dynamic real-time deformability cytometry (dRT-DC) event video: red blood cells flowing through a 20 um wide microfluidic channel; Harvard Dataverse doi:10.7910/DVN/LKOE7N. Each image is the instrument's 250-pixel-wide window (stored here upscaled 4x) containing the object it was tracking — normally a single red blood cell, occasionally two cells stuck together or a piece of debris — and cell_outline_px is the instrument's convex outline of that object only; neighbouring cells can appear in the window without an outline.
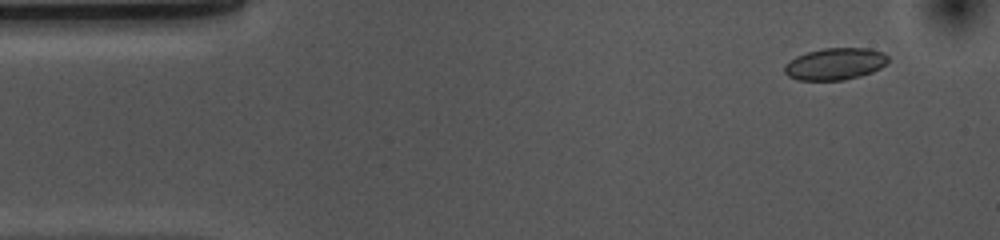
{"species": "common noctule bat (a hibernating species)", "species_latin": "Nyctalus noctula", "temperature_condition": "cold", "stored_images_in_passage": 12, "camera_frame_rate_fps": 3000, "um_per_image_px": 0.085, "animal": {"sex": "female", "body_mass_g": 10.0, "forearm_length_mm": 53.1}, "frame": {"image": 1, "passage_image": 4, "time_ms": 1.0, "image_size_px": [1000, 240], "cell_outline_px": [[888, 64], [872, 72], [860, 76], [844, 80], [796, 80], [788, 76], [784, 72], [784, 64], [796, 56], [808, 52], [824, 48], [868, 48], [884, 52], [888, 56]], "centroid_in_image_um": [70.99, 5.43], "position_along_channel_um": 14.0, "area_um2": 19.42}}